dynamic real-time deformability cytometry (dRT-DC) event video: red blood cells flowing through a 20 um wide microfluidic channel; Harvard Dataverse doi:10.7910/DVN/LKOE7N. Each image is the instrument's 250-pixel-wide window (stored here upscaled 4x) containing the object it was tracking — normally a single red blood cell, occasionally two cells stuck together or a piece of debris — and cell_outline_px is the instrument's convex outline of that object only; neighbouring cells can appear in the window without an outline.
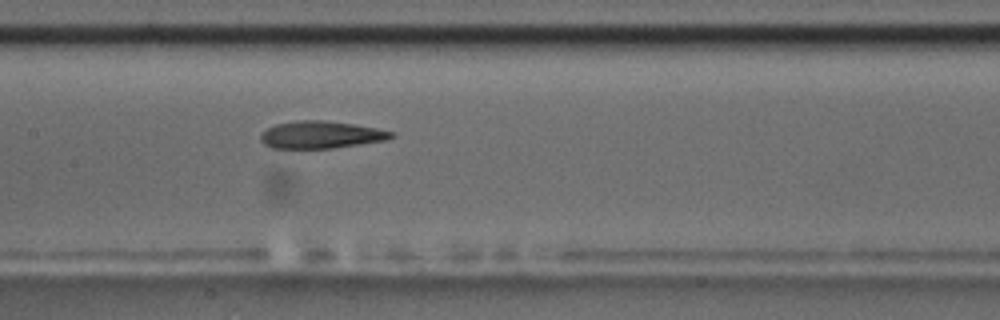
{"species": "common noctule bat (a hibernating species)", "species_latin": "Nyctalus noctula", "temperature_condition": "room temperature", "stored_images_in_passage": 4, "camera_frame_rate_fps": 3000, "um_per_image_px": 0.085, "animal": {"sex": "male", "body_mass_g": 17.5, "forearm_length_mm": 52.3}, "frame": {"image": 1, "passage_image": 4, "time_ms": 3.333, "image_size_px": [1000, 320], "cell_outline_px": [[396, 136], [388, 140], [332, 148], [272, 148], [264, 144], [260, 140], [260, 132], [276, 124], [296, 120], [324, 120], [352, 124], [376, 128], [396, 132]], "centroid_in_image_um": [27.29, 11.45], "position_along_channel_um": 180.1, "area_um2": 20.92}}